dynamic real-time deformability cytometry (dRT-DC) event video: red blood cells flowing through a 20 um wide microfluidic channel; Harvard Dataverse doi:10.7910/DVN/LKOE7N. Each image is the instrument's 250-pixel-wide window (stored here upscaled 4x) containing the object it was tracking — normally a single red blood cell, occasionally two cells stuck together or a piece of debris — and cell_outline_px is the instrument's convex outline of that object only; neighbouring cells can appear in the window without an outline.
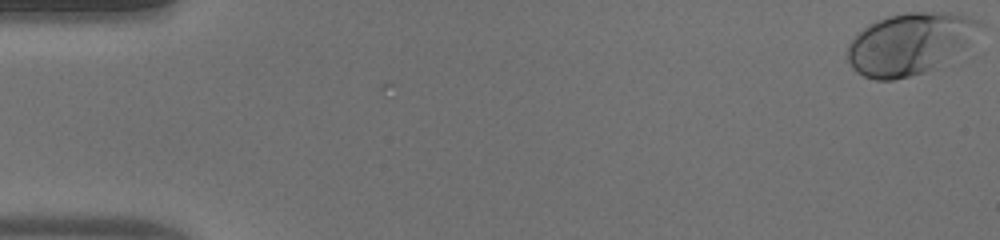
{"species": "human", "species_latin": "Homo sapiens", "temperature_condition": "warm", "stored_images_in_passage": 44, "camera_frame_rate_fps": 3000, "um_per_image_px": 0.085, "donor": {"sex": "male"}, "frame": {"image": 1, "passage_image": 1, "time_ms": 0.0, "image_size_px": [1000, 240], "cell_outline_px": [[980, 24], [968, 44], [932, 68], [924, 72], [892, 80], [876, 80], [864, 76], [856, 72], [852, 68], [848, 60], [848, 44], [864, 28], [876, 20], [888, 16], [908, 12], [960, 12], [980, 20]], "centroid_in_image_um": [77.29, 3.68], "position_along_channel_um": 7.7, "area_um2": 46.64}}
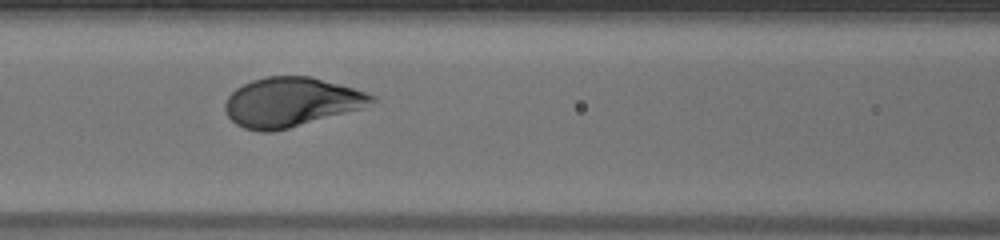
{"frame": {"image": 2, "passage_image": 23, "time_ms": 7.333, "image_size_px": [1000, 240], "cell_outline_px": [[376, 100], [360, 108], [288, 128], [272, 132], [260, 132], [244, 128], [236, 124], [228, 116], [224, 108], [224, 104], [228, 96], [236, 88], [252, 80], [268, 76], [308, 76], [352, 88], [376, 96]], "centroid_in_image_um": [24.67, 8.68], "position_along_channel_um": 141.9, "area_um2": 41.44}}
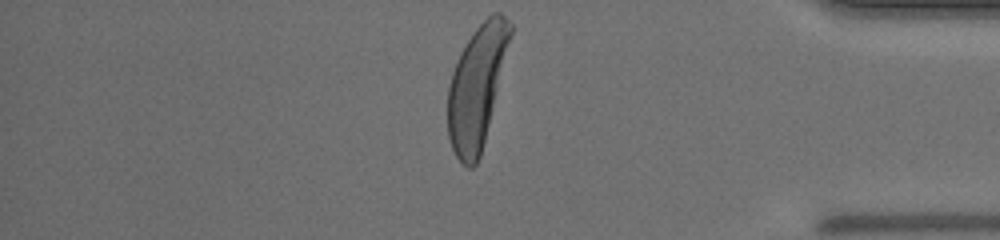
{"frame": {"image": 3, "passage_image": 44, "time_ms": 14.333, "image_size_px": [1000, 240], "cell_outline_px": [[512, 32], [480, 156], [476, 164], [472, 168], [468, 168], [456, 156], [452, 148], [448, 136], [448, 88], [452, 72], [456, 60], [460, 52], [476, 28], [492, 12], [500, 12], [512, 24]], "centroid_in_image_um": [40.51, 7.36], "position_along_channel_um": 394.7, "area_um2": 43.52}, "authors_computed_cell_mechanics": {"area_um2": 43.4367, "velocity_mm_per_s": 4.0061, "shape_relaxation_time_tau1_ms": 2.2459, "shape_relaxation_time_tau2_ms": null, "deformation_change_tau1": 0.1761, "deformation_change_tau2": null}}